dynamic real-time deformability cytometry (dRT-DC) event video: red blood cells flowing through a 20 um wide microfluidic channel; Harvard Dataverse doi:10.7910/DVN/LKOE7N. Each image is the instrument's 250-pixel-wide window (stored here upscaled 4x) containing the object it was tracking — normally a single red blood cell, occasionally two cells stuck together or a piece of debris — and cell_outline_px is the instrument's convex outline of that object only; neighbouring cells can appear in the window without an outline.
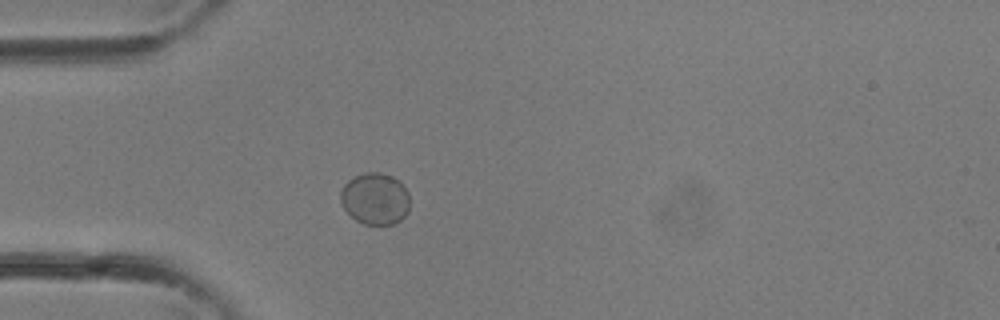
{"species": "common noctule bat (a hibernating species)", "species_latin": "Nyctalus noctula", "temperature_condition": "room temperature", "stored_images_in_passage": 26, "camera_frame_rate_fps": 3000, "um_per_image_px": 0.085, "animal": {"sex": "female"}, "frame": {"image": 1, "passage_image": 6, "time_ms": 1.667, "image_size_px": [1000, 320], "cell_outline_px": [[408, 212], [396, 224], [364, 224], [356, 220], [344, 208], [340, 200], [340, 192], [344, 184], [348, 180], [364, 172], [380, 172], [392, 176], [408, 192]], "centroid_in_image_um": [31.86, 16.89], "position_along_channel_um": 53.1, "area_um2": 20.69}}
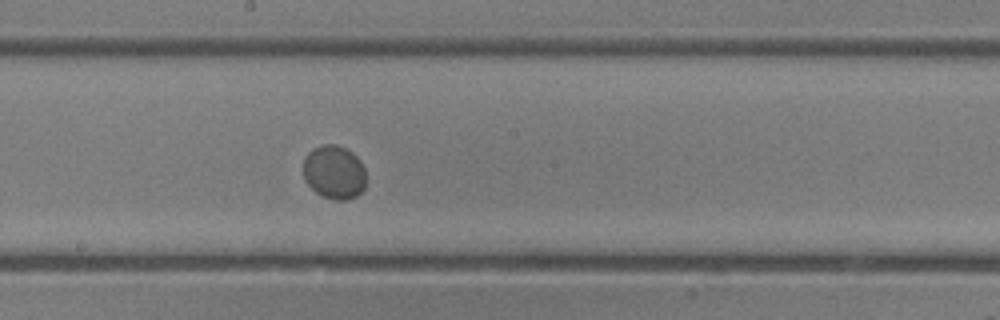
{"frame": {"image": 2, "passage_image": 15, "time_ms": 4.667, "image_size_px": [1000, 320], "cell_outline_px": [[364, 188], [356, 196], [344, 200], [336, 200], [324, 196], [316, 192], [304, 180], [304, 156], [312, 148], [324, 144], [336, 144], [352, 152], [360, 160], [364, 168]], "centroid_in_image_um": [28.38, 14.62], "position_along_channel_um": 219.8, "area_um2": 19.54}}
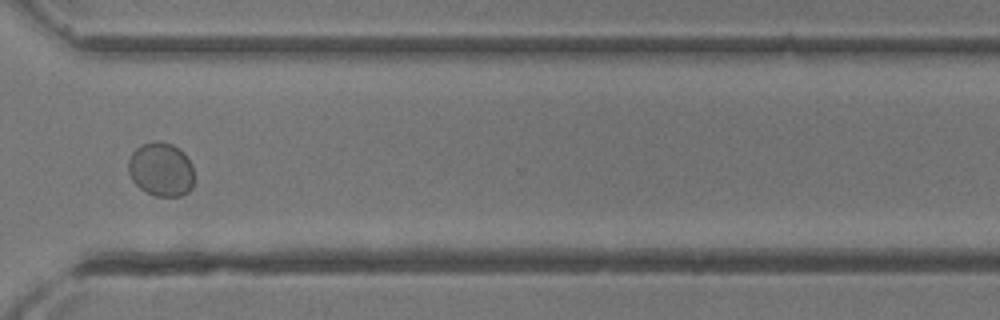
{"frame": {"image": 3, "passage_image": 22, "time_ms": 7.0, "image_size_px": [1000, 320], "cell_outline_px": [[192, 188], [188, 192], [180, 196], [156, 196], [140, 188], [132, 180], [128, 172], [128, 160], [132, 152], [140, 144], [156, 140], [172, 144], [184, 152], [192, 164]], "centroid_in_image_um": [13.67, 14.38], "position_along_channel_um": 356.9, "area_um2": 20.75}}